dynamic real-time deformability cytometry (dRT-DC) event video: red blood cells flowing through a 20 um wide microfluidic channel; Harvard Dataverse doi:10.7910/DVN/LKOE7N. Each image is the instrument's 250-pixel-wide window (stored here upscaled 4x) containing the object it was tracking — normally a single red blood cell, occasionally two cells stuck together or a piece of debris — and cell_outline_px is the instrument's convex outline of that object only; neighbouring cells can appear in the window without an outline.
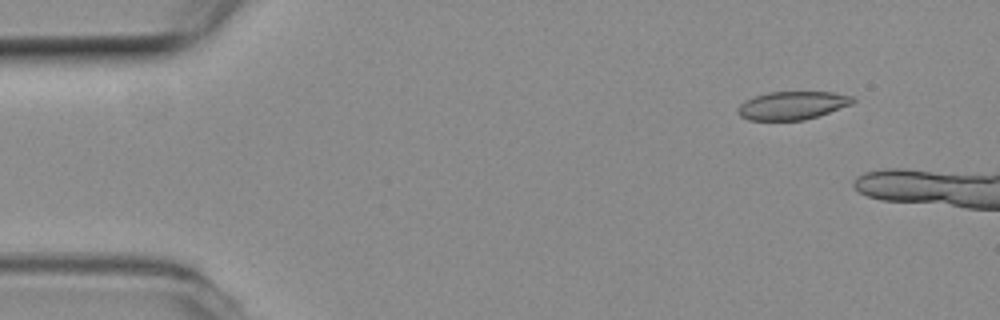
{"species": "common noctule bat (a hibernating species)", "species_latin": "Nyctalus noctula", "temperature_condition": "room temperature", "stored_images_in_passage": 12, "camera_frame_rate_fps": 3000, "um_per_image_px": 0.085, "animal": {"sex": "female", "body_mass_g": 19.3, "forearm_length_mm": 54.1}, "frame": {"image": 1, "passage_image": 6, "time_ms": 1.667, "image_size_px": [1000, 320], "cell_outline_px": [[856, 100], [852, 104], [804, 120], [748, 120], [740, 116], [736, 112], [736, 108], [744, 100], [768, 92], [832, 92], [856, 96]], "centroid_in_image_um": [67.33, 8.95], "position_along_channel_um": 17.7, "area_um2": 18.96}}